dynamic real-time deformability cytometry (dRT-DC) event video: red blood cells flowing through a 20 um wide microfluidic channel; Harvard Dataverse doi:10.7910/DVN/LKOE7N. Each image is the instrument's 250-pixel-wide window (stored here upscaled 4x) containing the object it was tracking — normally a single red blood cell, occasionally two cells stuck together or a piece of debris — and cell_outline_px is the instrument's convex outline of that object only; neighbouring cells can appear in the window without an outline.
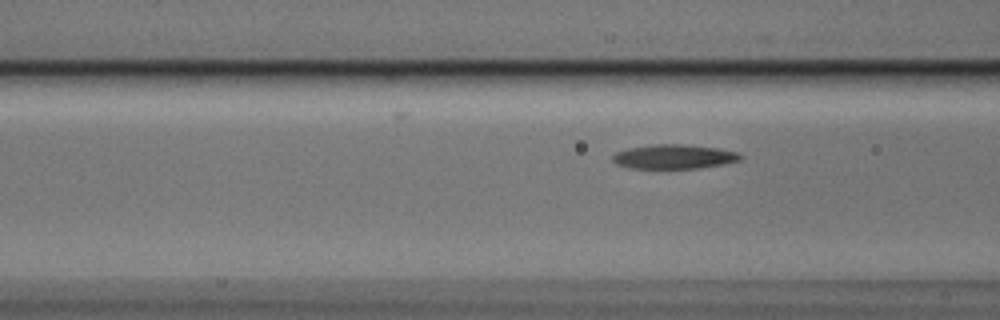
{"species": "Egyptian fruit bat (a non-hibernating species)", "species_latin": "Rousettus aegyptiacus", "temperature_condition": "cold", "stored_images_in_passage": 8, "camera_frame_rate_fps": 3000, "um_per_image_px": 0.085, "animal": {"sex": "male"}, "frame": {"image": 1, "passage_image": 8, "time_ms": 2.333, "image_size_px": [1000, 320], "cell_outline_px": [[744, 156], [740, 160], [720, 164], [696, 168], [628, 168], [616, 164], [612, 160], [612, 156], [616, 152], [628, 148], [652, 144], [684, 144], [720, 148], [736, 152]], "centroid_in_image_um": [57.26, 13.3], "position_along_channel_um": 109.3, "area_um2": 18.09}}